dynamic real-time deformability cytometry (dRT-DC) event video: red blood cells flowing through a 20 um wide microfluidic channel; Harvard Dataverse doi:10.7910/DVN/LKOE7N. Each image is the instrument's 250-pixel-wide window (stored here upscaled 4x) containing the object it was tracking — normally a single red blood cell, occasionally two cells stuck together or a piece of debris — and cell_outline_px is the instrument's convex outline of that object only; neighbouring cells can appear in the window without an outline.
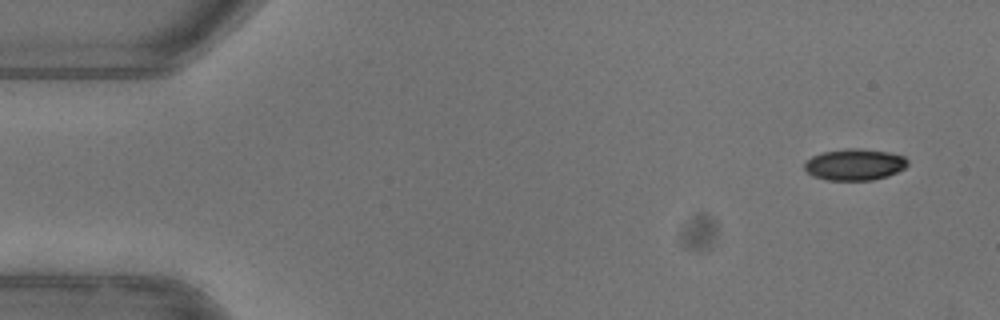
{"species": "common noctule bat (a hibernating species)", "species_latin": "Nyctalus noctula", "temperature_condition": "warm", "stored_images_in_passage": 50, "camera_frame_rate_fps": 3000, "um_per_image_px": 0.085, "animal": {"sex": "female"}, "frame": {"image": 1, "passage_image": 1, "time_ms": 0.0, "image_size_px": [1000, 320], "cell_outline_px": [[908, 164], [904, 168], [888, 176], [872, 180], [828, 180], [812, 176], [804, 168], [804, 164], [812, 156], [824, 152], [848, 148], [860, 148], [888, 152], [904, 156], [908, 160]], "centroid_in_image_um": [72.66, 13.99], "position_along_channel_um": 12.3, "area_um2": 18.84}}
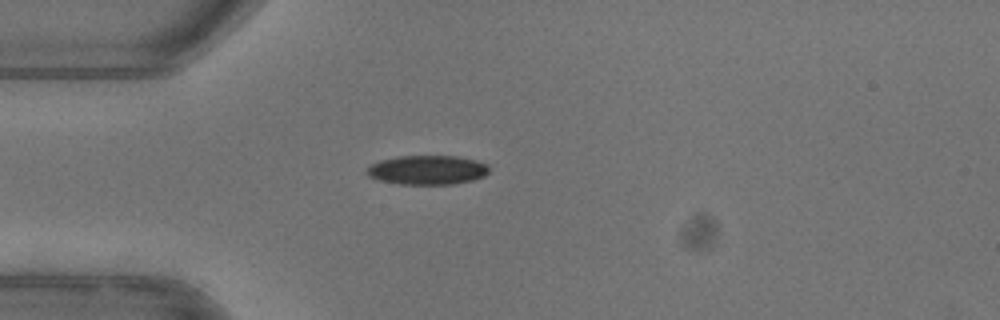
{"frame": {"image": 2, "passage_image": 12, "time_ms": 3.667, "image_size_px": [1000, 320], "cell_outline_px": [[488, 172], [484, 176], [472, 180], [452, 184], [400, 184], [380, 180], [368, 176], [364, 172], [364, 168], [380, 160], [400, 156], [460, 156], [476, 160], [488, 164]], "centroid_in_image_um": [36.3, 14.44], "position_along_channel_um": 48.7, "area_um2": 20.92}}
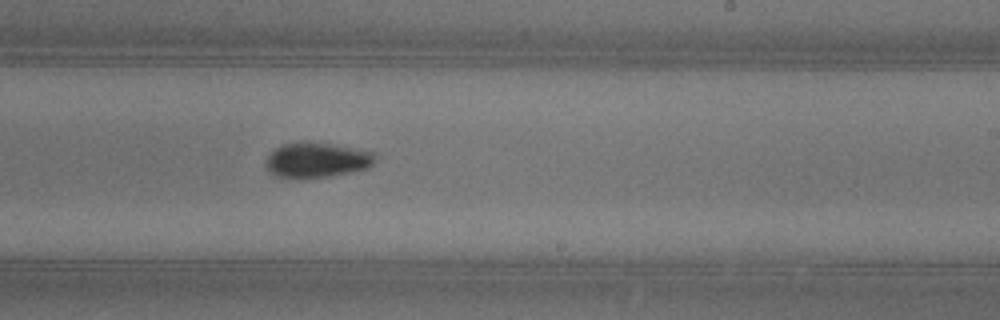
{"frame": {"image": 3, "passage_image": 29, "time_ms": 9.333, "image_size_px": [1000, 320], "cell_outline_px": [[376, 160], [368, 168], [352, 172], [304, 180], [300, 180], [280, 176], [268, 172], [264, 164], [268, 156], [276, 148], [284, 144], [300, 140], [308, 140], [336, 144], [376, 152]], "centroid_in_image_um": [26.93, 13.59], "position_along_channel_um": 262.1, "area_um2": 23.18}, "authors_computed_cell_mechanics": {"area_um2": 21.0103, "velocity_mm_per_s": 3.9775, "shape_relaxation_time_tau1_ms": 4.3182, "shape_relaxation_time_tau2_ms": 3.3633, "deformation_change_tau1": 0.1437, "deformation_change_tau2": 0.0726}}